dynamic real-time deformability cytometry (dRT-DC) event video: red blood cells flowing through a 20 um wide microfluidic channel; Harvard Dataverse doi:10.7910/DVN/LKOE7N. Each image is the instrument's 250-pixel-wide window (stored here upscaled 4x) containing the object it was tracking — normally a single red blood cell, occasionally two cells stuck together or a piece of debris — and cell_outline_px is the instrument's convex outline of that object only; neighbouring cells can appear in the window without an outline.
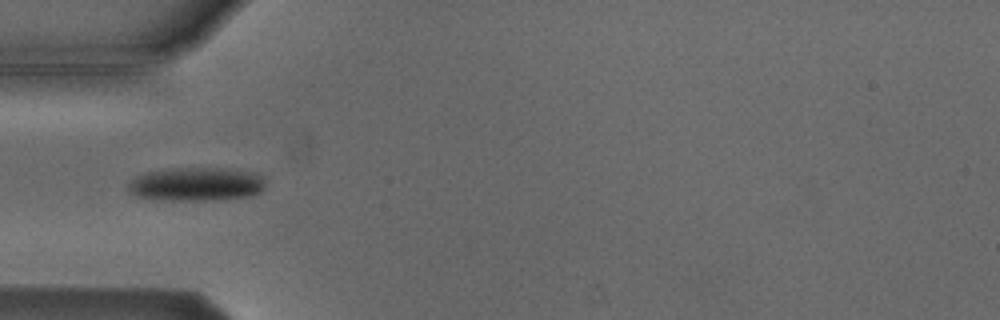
{"species": "Egyptian fruit bat (a non-hibernating species)", "species_latin": "Rousettus aegyptiacus", "temperature_condition": "cold", "stored_images_in_passage": 6, "camera_frame_rate_fps": 3000, "um_per_image_px": 0.085, "animal": {"sex": "male"}, "frame": {"image": 1, "passage_image": 4, "time_ms": 3.667, "image_size_px": [1000, 320], "cell_outline_px": [[264, 188], [260, 192], [252, 196], [204, 200], [168, 200], [136, 196], [128, 192], [128, 180], [144, 172], [172, 168], [232, 168], [252, 172], [264, 176]], "centroid_in_image_um": [16.67, 15.64], "position_along_channel_um": 68.3, "area_um2": 27.17}}
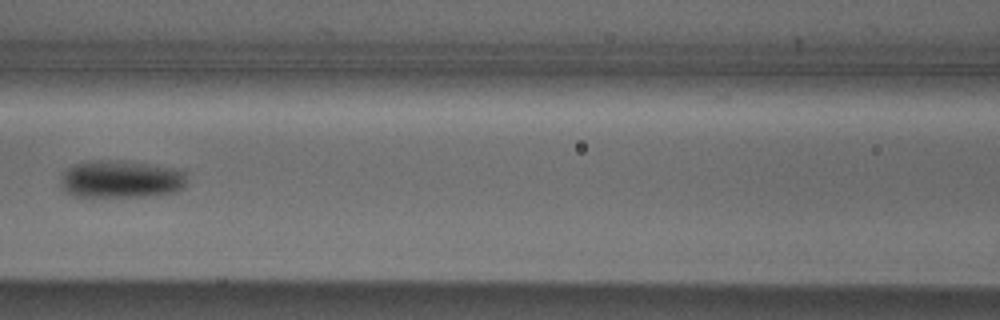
{"frame": {"image": 2, "passage_image": 6, "time_ms": 6.0, "image_size_px": [1000, 320], "cell_outline_px": [[188, 172], [184, 188], [176, 192], [148, 196], [72, 196], [64, 192], [60, 184], [60, 180], [64, 172], [68, 168], [76, 164], [96, 160], [124, 160], [176, 168]], "centroid_in_image_um": [10.32, 15.22], "position_along_channel_um": 156.3, "area_um2": 27.98}}